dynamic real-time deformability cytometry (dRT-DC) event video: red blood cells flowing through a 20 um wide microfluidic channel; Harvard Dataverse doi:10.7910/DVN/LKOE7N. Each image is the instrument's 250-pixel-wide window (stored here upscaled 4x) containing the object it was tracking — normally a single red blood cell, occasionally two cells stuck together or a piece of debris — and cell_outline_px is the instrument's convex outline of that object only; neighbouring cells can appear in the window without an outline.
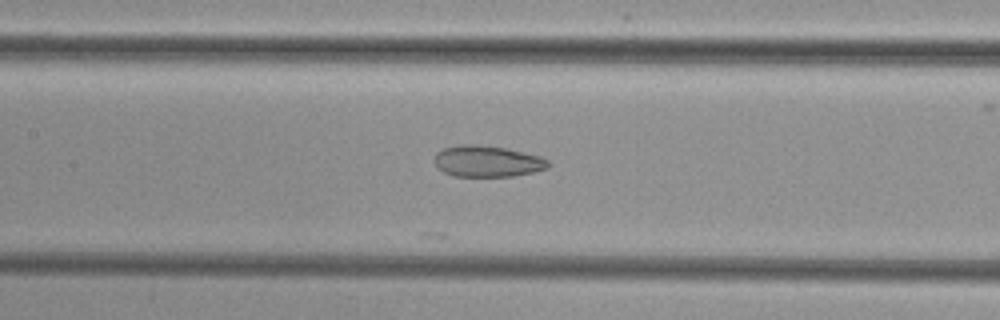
{"species": "common noctule bat (a hibernating species)", "species_latin": "Nyctalus noctula", "temperature_condition": "cold", "stored_images_in_passage": 19, "camera_frame_rate_fps": 3000, "um_per_image_px": 0.085, "animal": {"sex": "female", "body_mass_g": 29.2, "forearm_length_mm": 56.3}, "frame": {"image": 1, "passage_image": 10, "time_ms": 3.0, "image_size_px": [1000, 320], "cell_outline_px": [[548, 168], [532, 172], [512, 176], [452, 176], [436, 168], [432, 160], [436, 152], [444, 148], [460, 144], [480, 144], [504, 148], [540, 156], [548, 160]], "centroid_in_image_um": [41.34, 13.7], "position_along_channel_um": 166.1, "area_um2": 20.87}}
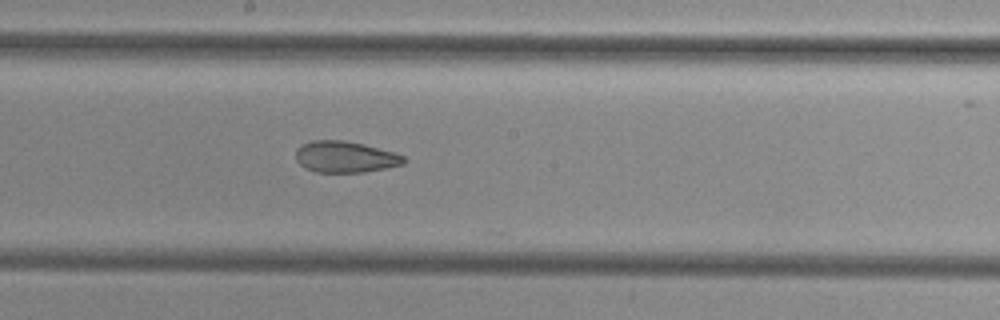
{"frame": {"image": 2, "passage_image": 14, "time_ms": 4.333, "image_size_px": [1000, 320], "cell_outline_px": [[408, 160], [404, 164], [364, 172], [316, 172], [304, 168], [296, 160], [296, 148], [300, 144], [312, 140], [344, 140], [364, 144], [392, 152], [404, 156]], "centroid_in_image_um": [29.31, 13.33], "position_along_channel_um": 218.9, "area_um2": 19.83}}
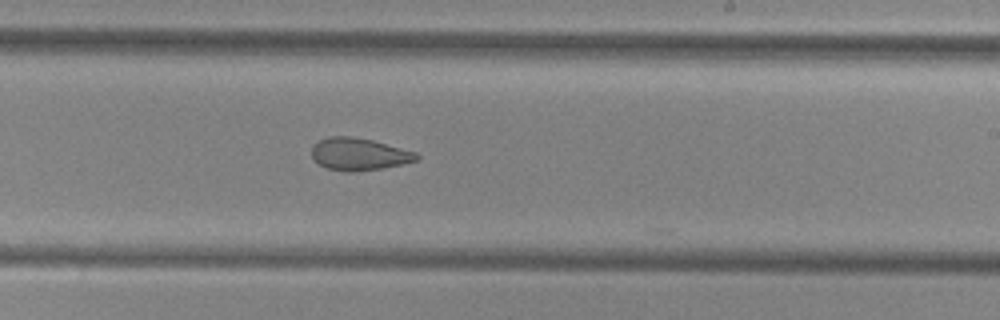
{"frame": {"image": 3, "passage_image": 17, "time_ms": 5.333, "image_size_px": [1000, 320], "cell_outline_px": [[420, 160], [384, 168], [352, 172], [344, 172], [328, 168], [320, 164], [312, 156], [312, 144], [328, 136], [352, 136], [372, 140], [416, 152], [420, 156]], "centroid_in_image_um": [30.53, 13.1], "position_along_channel_um": 258.5, "area_um2": 19.83}}